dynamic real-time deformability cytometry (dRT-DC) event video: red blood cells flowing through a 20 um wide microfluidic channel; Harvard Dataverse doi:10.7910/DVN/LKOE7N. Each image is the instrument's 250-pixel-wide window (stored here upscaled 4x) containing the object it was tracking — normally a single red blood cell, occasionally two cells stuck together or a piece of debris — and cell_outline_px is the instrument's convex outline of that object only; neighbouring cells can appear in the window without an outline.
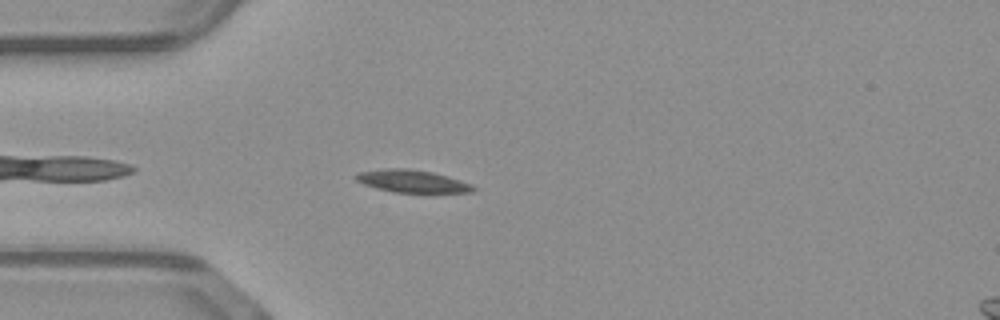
{"species": "common noctule bat (a hibernating species)", "species_latin": "Nyctalus noctula", "temperature_condition": "warm", "stored_images_in_passage": 40, "camera_frame_rate_fps": 3000, "um_per_image_px": 0.085, "animal": {"sex": "male", "body_mass_g": 23.1, "forearm_length_mm": 52.7}, "frame": {"image": 1, "passage_image": 3, "time_ms": 0.667, "image_size_px": [1000, 320], "cell_outline_px": [[476, 188], [472, 192], [392, 192], [376, 188], [364, 184], [356, 180], [352, 176], [356, 172], [388, 168], [408, 168], [432, 172], [448, 176], [472, 184]], "centroid_in_image_um": [34.99, 15.39], "position_along_channel_um": 50.0, "area_um2": 15.43}}
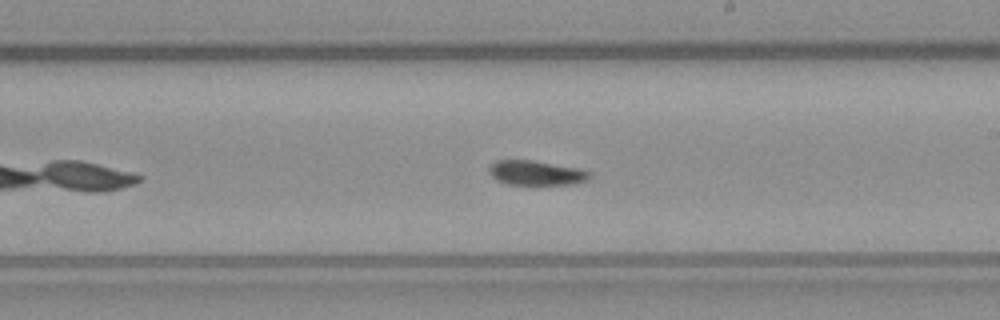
{"frame": {"image": 2, "passage_image": 18, "time_ms": 5.667, "image_size_px": [1000, 320], "cell_outline_px": [[592, 176], [576, 184], [508, 184], [496, 180], [492, 176], [488, 168], [496, 160], [532, 160], [576, 168], [592, 172]], "centroid_in_image_um": [45.56, 14.69], "position_along_channel_um": 243.4, "area_um2": 14.22}}
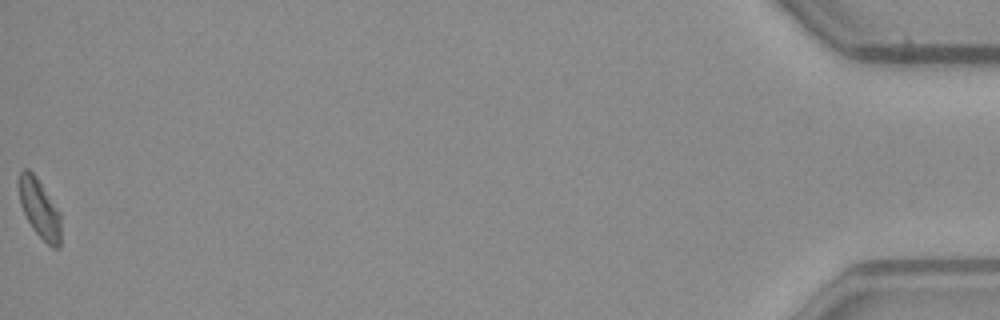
{"frame": {"image": 3, "passage_image": 40, "time_ms": 13.0, "image_size_px": [1000, 320], "cell_outline_px": [[60, 248], [52, 248], [32, 228], [20, 204], [16, 184], [20, 172], [24, 168], [28, 168], [36, 176], [60, 212]], "centroid_in_image_um": [3.32, 17.68], "position_along_channel_um": 431.9, "area_um2": 14.57}}